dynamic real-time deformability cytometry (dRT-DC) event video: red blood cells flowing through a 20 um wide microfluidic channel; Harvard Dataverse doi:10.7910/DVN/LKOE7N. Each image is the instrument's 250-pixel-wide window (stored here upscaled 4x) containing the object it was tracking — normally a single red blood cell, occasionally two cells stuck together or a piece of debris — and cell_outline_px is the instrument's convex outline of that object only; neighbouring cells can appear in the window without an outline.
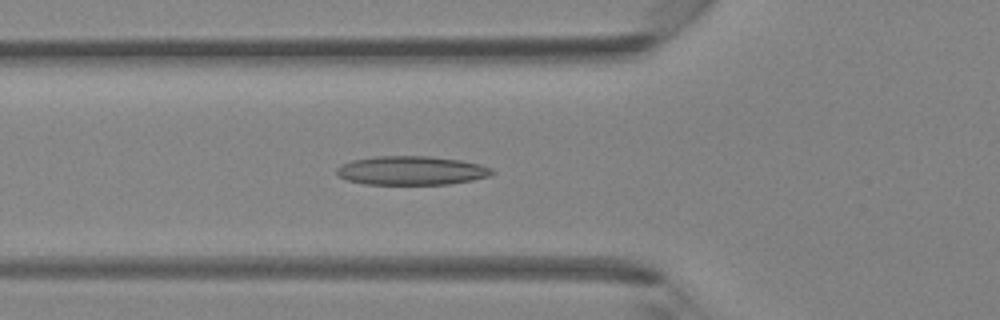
{"species": "Egyptian fruit bat (a non-hibernating species)", "species_latin": "Rousettus aegyptiacus", "temperature_condition": "room temperature", "stored_images_in_passage": 42, "camera_frame_rate_fps": 3000, "um_per_image_px": 0.085, "animal": {"sex": "female"}, "frame": {"image": 1, "passage_image": 15, "time_ms": 4.667, "image_size_px": [1000, 320], "cell_outline_px": [[496, 172], [488, 176], [472, 180], [448, 184], [364, 184], [348, 180], [340, 176], [336, 172], [336, 168], [340, 164], [352, 160], [376, 156], [428, 156], [460, 160], [480, 164], [492, 168]], "centroid_in_image_um": [34.97, 14.49], "position_along_channel_um": 90.8, "area_um2": 26.13}}
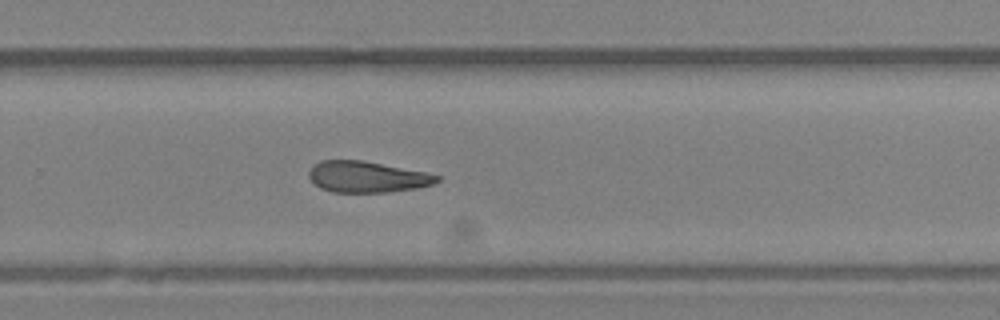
{"frame": {"image": 2, "passage_image": 28, "time_ms": 9.0, "image_size_px": [1000, 320], "cell_outline_px": [[440, 180], [432, 184], [416, 188], [388, 192], [332, 192], [320, 188], [308, 176], [308, 172], [312, 164], [320, 160], [364, 160], [424, 172], [440, 176]], "centroid_in_image_um": [31.16, 15.02], "position_along_channel_um": 298.6, "area_um2": 23.24}}
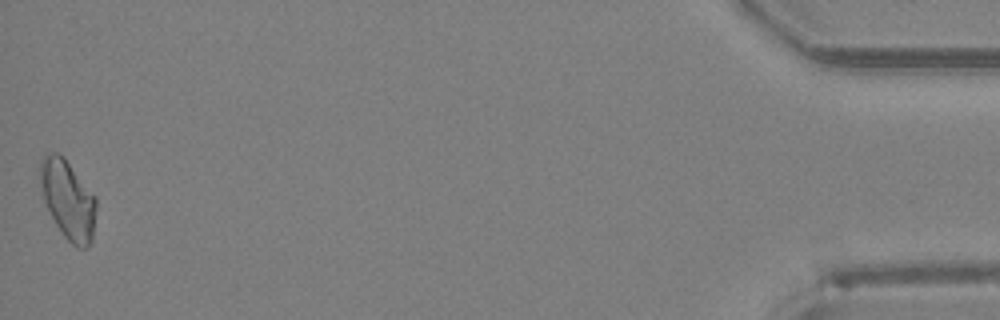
{"frame": {"image": 3, "passage_image": 42, "time_ms": 13.667, "image_size_px": [1000, 320], "cell_outline_px": [[96, 208], [92, 240], [88, 248], [76, 248], [64, 236], [56, 224], [44, 200], [40, 180], [40, 160], [44, 156], [52, 152], [56, 152], [64, 156], [96, 196]], "centroid_in_image_um": [5.8, 16.96], "position_along_channel_um": 429.4, "area_um2": 25.72}}